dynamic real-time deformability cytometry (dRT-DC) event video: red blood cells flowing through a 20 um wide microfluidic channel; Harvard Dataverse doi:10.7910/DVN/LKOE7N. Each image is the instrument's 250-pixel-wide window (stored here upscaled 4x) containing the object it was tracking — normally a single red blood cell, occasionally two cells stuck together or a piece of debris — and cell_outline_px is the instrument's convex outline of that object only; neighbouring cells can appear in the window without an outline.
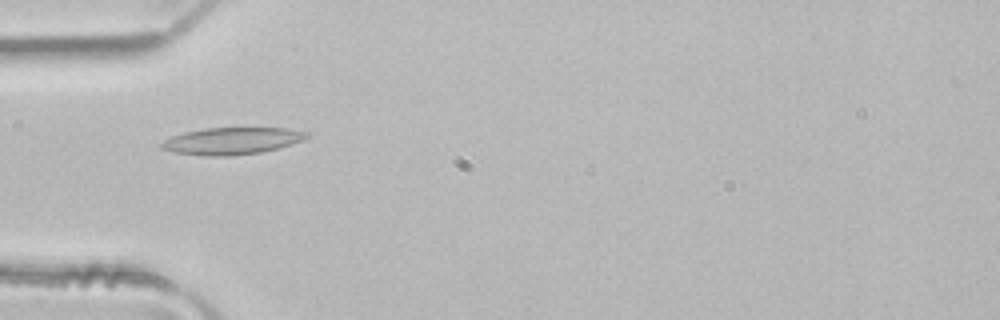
{"species": "common noctule bat (a hibernating species)", "species_latin": "Nyctalus noctula", "temperature_condition": "room temperature", "stored_images_in_passage": 1, "camera_frame_rate_fps": 3000, "um_per_image_px": 0.085, "animal": {"sex": "male", "body_mass_g": 21.5, "forearm_length_mm": 52.0}, "frame": {"image": 1, "passage_image": 1, "time_ms": 0.0, "image_size_px": [1000, 320], "cell_outline_px": [[312, 136], [304, 140], [292, 144], [260, 152], [232, 156], [208, 156], [176, 152], [160, 148], [160, 144], [164, 140], [172, 136], [184, 132], [204, 128], [288, 128], [308, 132]], "centroid_in_image_um": [19.75, 11.97], "position_along_channel_um": 65.3, "area_um2": 22.83}}